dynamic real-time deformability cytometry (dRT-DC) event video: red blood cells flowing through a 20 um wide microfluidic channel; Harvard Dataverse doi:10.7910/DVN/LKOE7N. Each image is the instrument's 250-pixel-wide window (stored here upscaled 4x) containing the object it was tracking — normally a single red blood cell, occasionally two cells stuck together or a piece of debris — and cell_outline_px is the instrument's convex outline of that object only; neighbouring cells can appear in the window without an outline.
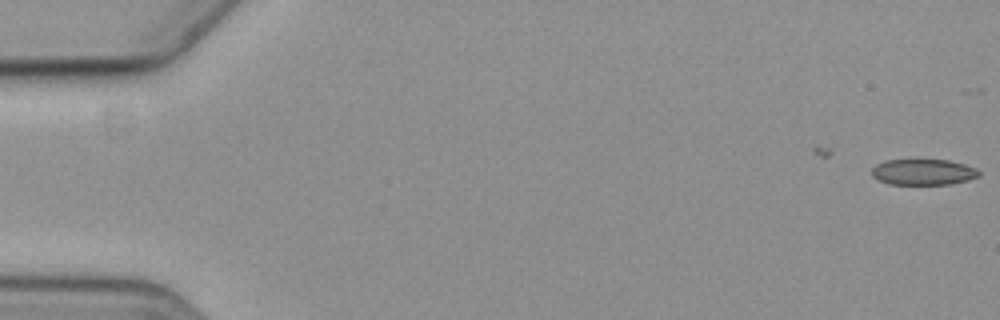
{"species": "common noctule bat (a hibernating species)", "species_latin": "Nyctalus noctula", "temperature_condition": "cold", "stored_images_in_passage": 10, "camera_frame_rate_fps": 3000, "um_per_image_px": 0.085, "animal": {"sex": "female", "body_mass_g": 19.3, "forearm_length_mm": 54.1}, "frame": {"image": 1, "passage_image": 1, "time_ms": 0.0, "image_size_px": [1000, 320], "cell_outline_px": [[980, 176], [968, 180], [952, 184], [888, 184], [872, 176], [872, 168], [876, 164], [884, 160], [948, 160], [964, 164], [976, 168], [980, 172]], "centroid_in_image_um": [78.49, 14.62], "position_along_channel_um": 6.5, "area_um2": 16.18}}